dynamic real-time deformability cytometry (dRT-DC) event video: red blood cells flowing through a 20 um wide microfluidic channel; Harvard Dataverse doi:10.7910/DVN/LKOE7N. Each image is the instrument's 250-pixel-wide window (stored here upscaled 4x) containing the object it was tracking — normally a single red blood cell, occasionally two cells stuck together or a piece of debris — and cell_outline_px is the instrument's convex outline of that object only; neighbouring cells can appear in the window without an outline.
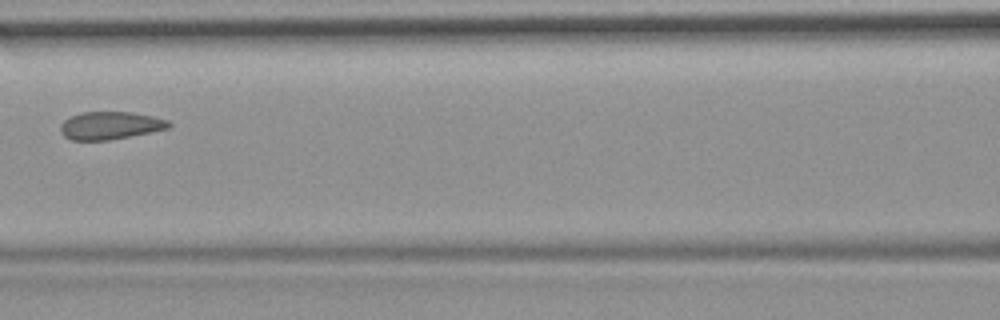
{"species": "common noctule bat (a hibernating species)", "species_latin": "Nyctalus noctula", "temperature_condition": "room temperature", "stored_images_in_passage": 9, "camera_frame_rate_fps": 3000, "um_per_image_px": 0.085, "animal": {"sex": "female", "body_mass_g": 19.9}, "frame": {"image": 1, "passage_image": 6, "time_ms": 1.667, "image_size_px": [1000, 320], "cell_outline_px": [[172, 124], [168, 128], [152, 132], [108, 140], [72, 140], [64, 136], [60, 132], [60, 124], [64, 120], [80, 112], [132, 112], [152, 116], [168, 120]], "centroid_in_image_um": [9.36, 10.66], "position_along_channel_um": 157.2, "area_um2": 17.51}}